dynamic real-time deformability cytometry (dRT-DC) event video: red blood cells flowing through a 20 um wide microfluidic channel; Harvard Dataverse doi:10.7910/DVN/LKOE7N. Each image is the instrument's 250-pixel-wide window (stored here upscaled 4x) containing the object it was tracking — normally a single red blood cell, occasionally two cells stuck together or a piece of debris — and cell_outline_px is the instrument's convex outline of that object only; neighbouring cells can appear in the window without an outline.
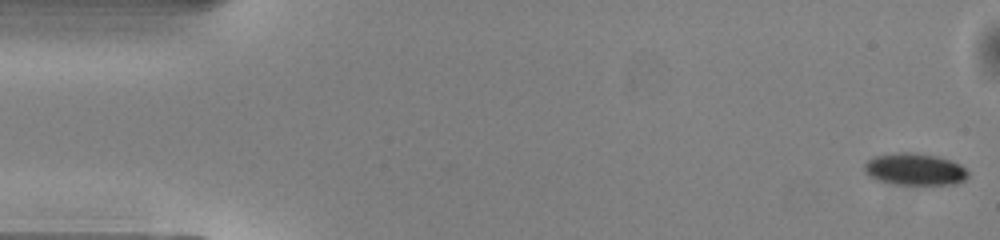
{"species": "common noctule bat (a hibernating species)", "species_latin": "Nyctalus noctula", "temperature_condition": "warm", "stored_images_in_passage": 50, "camera_frame_rate_fps": 3000, "um_per_image_px": 0.085, "animal": {"sex": "male", "body_mass_g": 13.0, "forearm_length_mm": 53.1}, "frame": {"image": 1, "passage_image": 1, "time_ms": 0.0, "image_size_px": [1000, 240], "cell_outline_px": [[968, 176], [964, 180], [956, 184], [896, 184], [876, 180], [868, 176], [864, 172], [864, 164], [868, 160], [876, 156], [900, 152], [908, 152], [936, 156], [952, 160], [960, 164], [968, 172]], "centroid_in_image_um": [77.75, 14.39], "position_along_channel_um": 7.3, "area_um2": 19.25}}
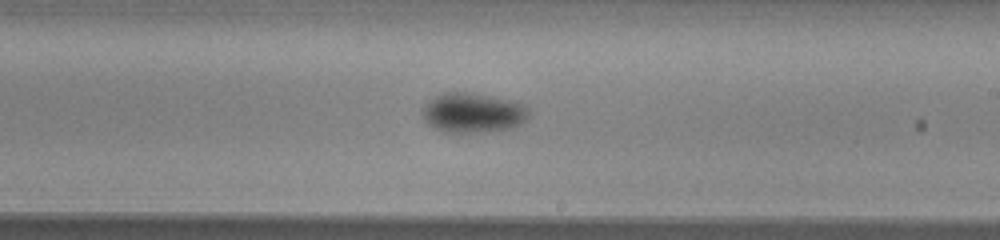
{"frame": {"image": 2, "passage_image": 29, "time_ms": 9.333, "image_size_px": [1000, 240], "cell_outline_px": [[528, 116], [520, 124], [512, 128], [484, 132], [444, 132], [428, 124], [424, 120], [420, 112], [424, 104], [428, 100], [444, 92], [472, 92], [520, 100], [528, 112]], "centroid_in_image_um": [40.19, 9.56], "position_along_channel_um": 248.8, "area_um2": 25.14}}
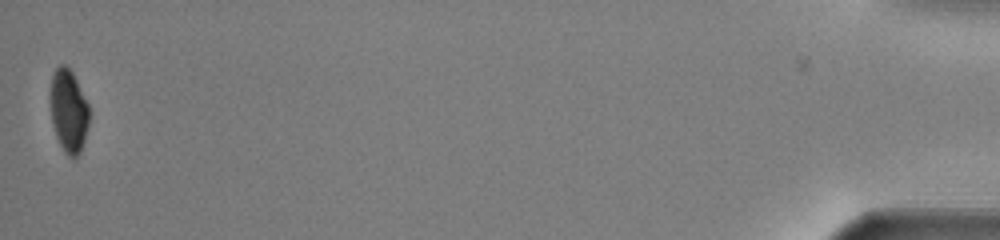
{"frame": {"image": 3, "passage_image": 50, "time_ms": 16.333, "image_size_px": [1000, 240], "cell_outline_px": [[88, 124], [84, 140], [80, 152], [76, 156], [68, 156], [64, 152], [56, 136], [52, 120], [48, 96], [52, 76], [56, 68], [60, 64], [64, 64], [72, 72], [88, 104]], "centroid_in_image_um": [5.79, 9.4], "position_along_channel_um": 429.4, "area_um2": 18.67}, "authors_computed_cell_mechanics": {"area_um2": 21.7039, "velocity_mm_per_s": 4.0697, "shape_relaxation_time_tau1_ms": 3.6968, "shape_relaxation_time_tau2_ms": null, "deformation_change_tau1": 0.0963, "deformation_change_tau2": null}}